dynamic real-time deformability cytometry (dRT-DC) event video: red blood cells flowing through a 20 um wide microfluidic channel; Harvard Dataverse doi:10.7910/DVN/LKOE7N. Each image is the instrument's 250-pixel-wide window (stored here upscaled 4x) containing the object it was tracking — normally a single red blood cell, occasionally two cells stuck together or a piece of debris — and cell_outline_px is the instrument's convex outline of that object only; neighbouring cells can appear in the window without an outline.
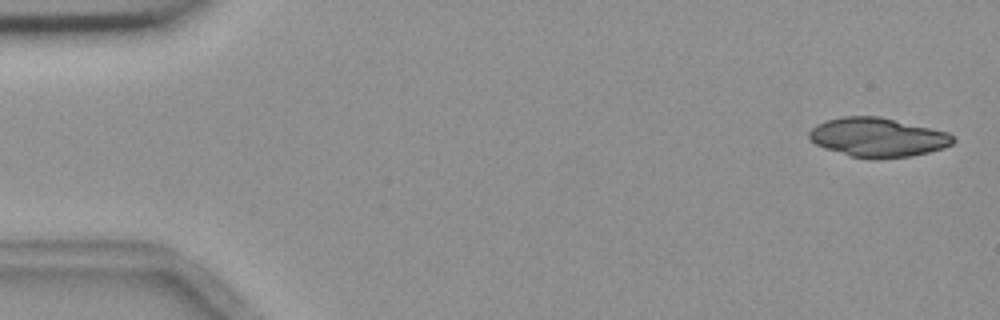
{"species": "common noctule bat (a hibernating species)", "species_latin": "Nyctalus noctula", "temperature_condition": "room temperature", "stored_images_in_passage": 3, "camera_frame_rate_fps": 3000, "um_per_image_px": 0.085, "animal": {"sex": "female", "body_mass_g": 18.4}, "frame": {"image": 1, "passage_image": 1, "time_ms": 0.0, "image_size_px": [1000, 320], "cell_outline_px": [[956, 140], [952, 144], [944, 148], [928, 152], [908, 156], [876, 160], [868, 160], [852, 156], [824, 148], [816, 144], [808, 136], [808, 132], [816, 124], [824, 120], [844, 116], [880, 116], [932, 128], [948, 132]], "centroid_in_image_um": [74.6, 11.67], "position_along_channel_um": 10.4, "area_um2": 33.06}}